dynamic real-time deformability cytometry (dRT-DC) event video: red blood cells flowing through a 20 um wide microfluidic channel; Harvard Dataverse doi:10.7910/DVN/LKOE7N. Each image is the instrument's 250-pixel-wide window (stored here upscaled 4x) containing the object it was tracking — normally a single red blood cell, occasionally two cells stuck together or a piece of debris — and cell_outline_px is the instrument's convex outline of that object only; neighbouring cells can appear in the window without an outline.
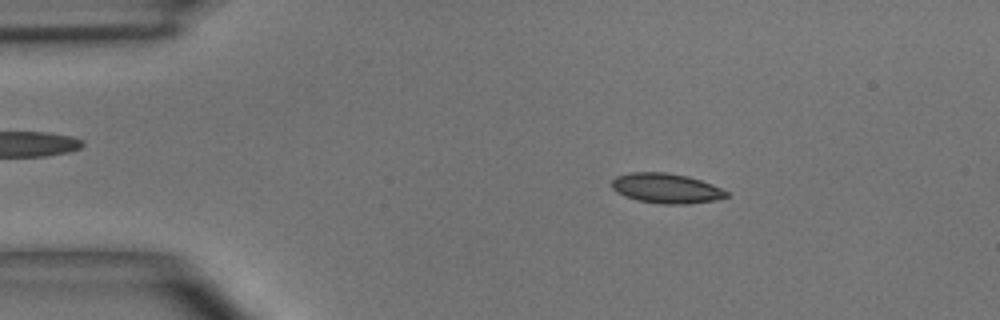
{"species": "common noctule bat (a hibernating species)", "species_latin": "Nyctalus noctula", "temperature_condition": "room temperature", "stored_images_in_passage": 4, "camera_frame_rate_fps": 3000, "um_per_image_px": 0.085, "animal": {"sex": "male", "body_mass_g": 15.6}, "frame": {"image": 1, "passage_image": 2, "time_ms": 1.0, "image_size_px": [1000, 320], "cell_outline_px": [[732, 192], [728, 196], [716, 200], [684, 204], [660, 204], [636, 200], [624, 196], [616, 192], [612, 188], [612, 180], [616, 176], [628, 172], [664, 172], [688, 176], [712, 184]], "centroid_in_image_um": [56.63, 16.0], "position_along_channel_um": 28.4, "area_um2": 20.23}}
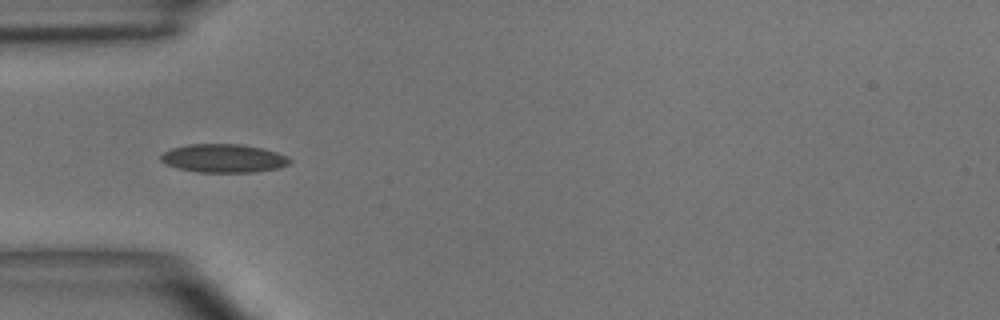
{"frame": {"image": 2, "passage_image": 4, "time_ms": 3.333, "image_size_px": [1000, 320], "cell_outline_px": [[292, 160], [288, 164], [276, 168], [252, 172], [196, 172], [176, 168], [164, 164], [160, 160], [160, 156], [164, 152], [172, 148], [188, 144], [240, 144], [264, 148], [288, 156]], "centroid_in_image_um": [18.97, 13.45], "position_along_channel_um": 66.0, "area_um2": 21.44}}